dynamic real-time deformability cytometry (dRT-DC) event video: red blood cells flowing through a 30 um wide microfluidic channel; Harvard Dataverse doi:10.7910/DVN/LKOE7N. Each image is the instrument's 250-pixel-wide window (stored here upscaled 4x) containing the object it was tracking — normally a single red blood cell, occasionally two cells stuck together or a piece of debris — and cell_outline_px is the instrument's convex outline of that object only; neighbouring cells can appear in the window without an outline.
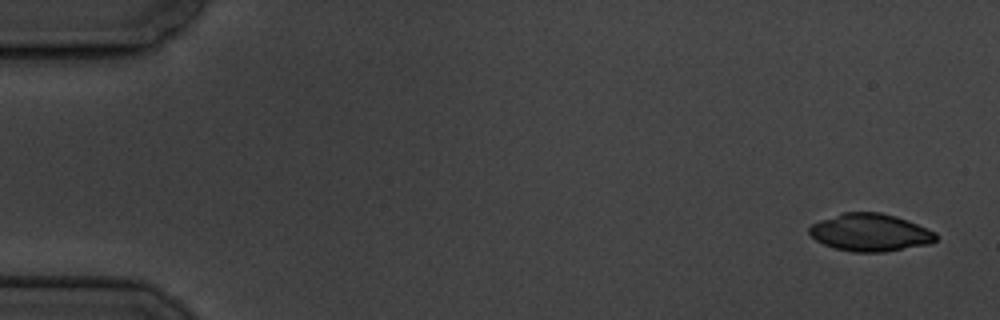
{"species": "common noctule bat (a hibernating species)", "species_latin": "Nyctalus noctula", "temperature_condition": "cold", "stored_images_in_passage": 7, "camera_frame_rate_fps": 3000, "um_per_image_px": 0.085, "animal": {"sex": "male", "body_mass_g": 19.5, "forearm_length_mm": 54.6}, "frame": {"image": 1, "passage_image": 1, "time_ms": 0.0, "image_size_px": [1000, 320], "cell_outline_px": [[936, 240], [932, 244], [884, 252], [852, 252], [836, 248], [824, 244], [816, 240], [808, 232], [808, 228], [812, 224], [820, 220], [844, 212], [880, 212], [896, 216], [908, 220], [936, 232]], "centroid_in_image_um": [73.99, 19.76], "position_along_channel_um": 11.0, "area_um2": 27.8}}